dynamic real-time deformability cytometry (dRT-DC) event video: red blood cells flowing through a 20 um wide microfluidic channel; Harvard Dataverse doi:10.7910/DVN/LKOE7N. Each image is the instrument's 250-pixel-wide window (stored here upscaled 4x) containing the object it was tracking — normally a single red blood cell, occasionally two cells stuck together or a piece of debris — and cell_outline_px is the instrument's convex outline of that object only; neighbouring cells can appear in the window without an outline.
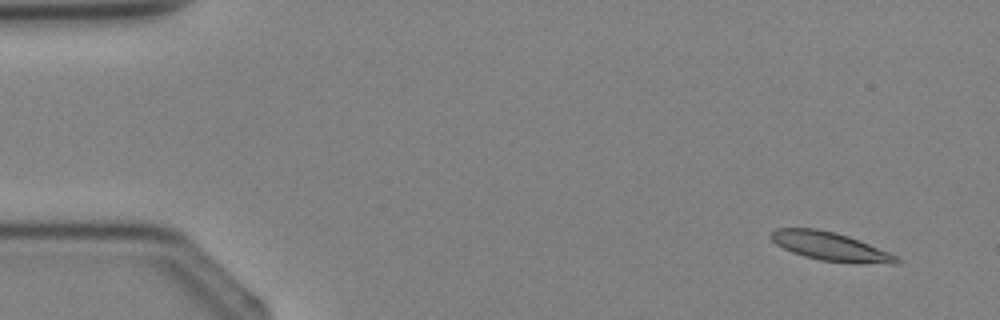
{"species": "Egyptian fruit bat (a non-hibernating species)", "species_latin": "Rousettus aegyptiacus", "temperature_condition": "cold", "stored_images_in_passage": 3, "camera_frame_rate_fps": 3000, "um_per_image_px": 0.085, "animal": {"sex": "female"}, "frame": {"image": 1, "passage_image": 1, "time_ms": 0.0, "image_size_px": [1000, 320], "cell_outline_px": [[900, 264], [856, 264], [820, 260], [804, 256], [792, 252], [776, 244], [768, 236], [776, 228], [816, 228], [836, 232], [848, 236], [888, 252], [896, 256], [900, 260]], "centroid_in_image_um": [70.58, 20.96], "position_along_channel_um": 14.4, "area_um2": 20.98}}